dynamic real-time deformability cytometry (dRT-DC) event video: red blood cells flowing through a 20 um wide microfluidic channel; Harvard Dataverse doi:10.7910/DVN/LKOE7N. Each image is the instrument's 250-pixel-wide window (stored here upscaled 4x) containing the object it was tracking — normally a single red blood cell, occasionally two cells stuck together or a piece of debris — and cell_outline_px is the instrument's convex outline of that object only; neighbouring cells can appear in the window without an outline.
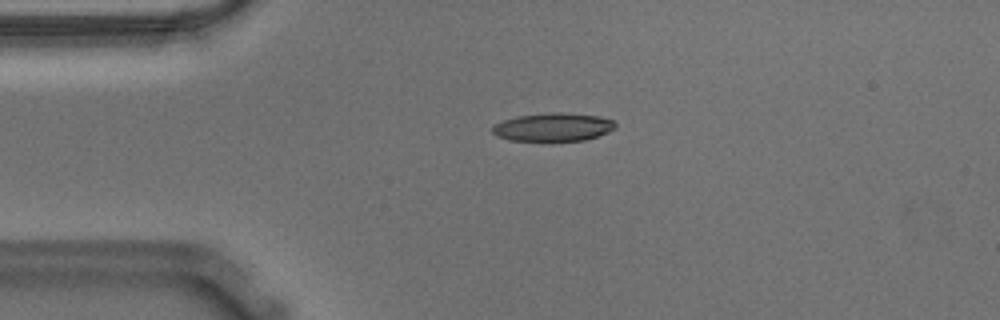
{"species": "Egyptian fruit bat (a non-hibernating species)", "species_latin": "Rousettus aegyptiacus", "temperature_condition": "warm", "stored_images_in_passage": 45, "camera_frame_rate_fps": 3000, "um_per_image_px": 0.085, "animal": {"sex": "male"}, "frame": {"image": 1, "passage_image": 2, "time_ms": 0.333, "image_size_px": [1000, 320], "cell_outline_px": [[616, 128], [608, 132], [584, 140], [508, 140], [496, 136], [492, 132], [492, 124], [516, 116], [552, 112], [560, 112], [600, 116], [612, 120], [616, 124]], "centroid_in_image_um": [46.99, 10.79], "position_along_channel_um": 38.0, "area_um2": 20.17}}
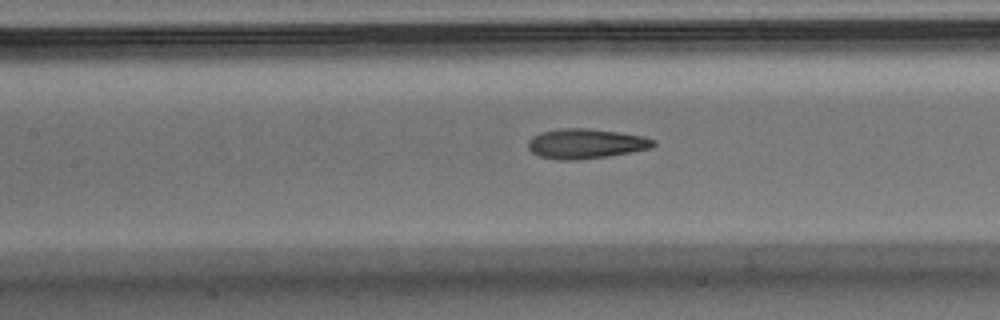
{"frame": {"image": 2, "passage_image": 14, "time_ms": 4.333, "image_size_px": [1000, 320], "cell_outline_px": [[656, 144], [652, 148], [632, 152], [608, 156], [576, 160], [556, 160], [540, 156], [532, 152], [528, 148], [528, 140], [532, 136], [540, 132], [560, 128], [588, 128], [620, 132], [644, 136], [656, 140]], "centroid_in_image_um": [49.8, 12.2], "position_along_channel_um": 157.6, "area_um2": 22.08}}
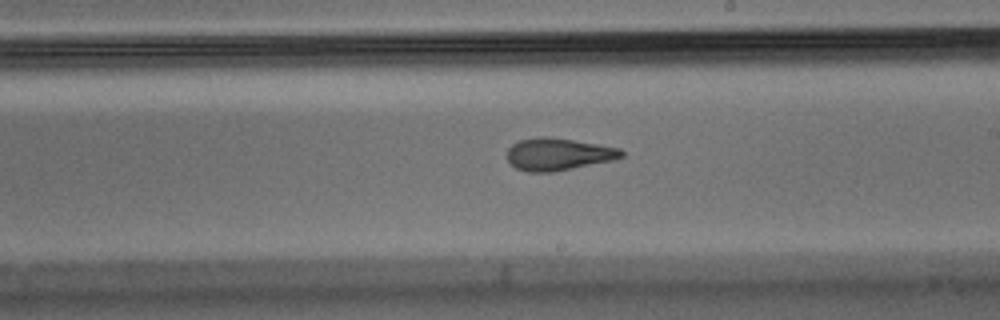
{"frame": {"image": 3, "passage_image": 21, "time_ms": 6.667, "image_size_px": [1000, 320], "cell_outline_px": [[624, 156], [616, 160], [552, 172], [528, 172], [516, 168], [508, 160], [508, 148], [512, 144], [520, 140], [536, 136], [548, 136], [620, 148], [624, 152]], "centroid_in_image_um": [47.47, 13.11], "position_along_channel_um": 241.5, "area_um2": 21.56}, "authors_computed_cell_mechanics": {"area_um2": 21.7328, "velocity_mm_per_s": 3.6034, "shape_relaxation_time_tau1_ms": 10.1359, "shape_relaxation_time_tau2_ms": 2.4112, "deformation_change_tau1": 0.2921, "deformation_change_tau2": 0.1185}}